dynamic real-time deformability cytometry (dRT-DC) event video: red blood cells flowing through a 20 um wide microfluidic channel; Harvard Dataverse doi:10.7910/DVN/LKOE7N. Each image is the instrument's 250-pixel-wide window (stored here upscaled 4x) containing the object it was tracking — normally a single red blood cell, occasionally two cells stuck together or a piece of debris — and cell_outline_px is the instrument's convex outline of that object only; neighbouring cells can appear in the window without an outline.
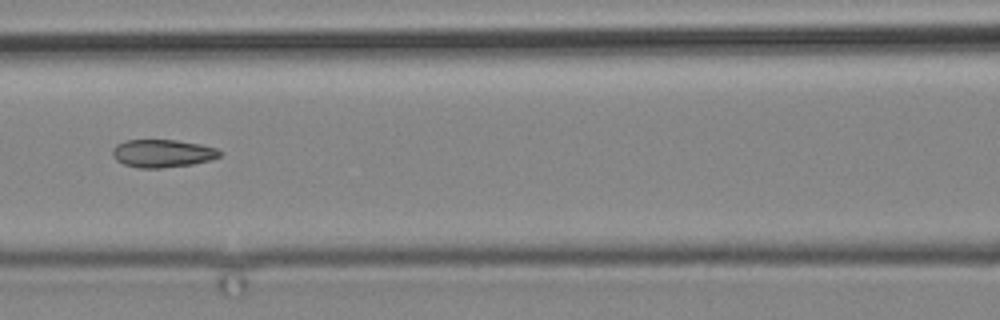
{"species": "common noctule bat (a hibernating species)", "species_latin": "Nyctalus noctula", "temperature_condition": "cold", "stored_images_in_passage": 12, "camera_frame_rate_fps": 3000, "um_per_image_px": 0.085, "animal": {"sex": "male", "body_mass_g": 19.2, "forearm_length_mm": 51.8}, "frame": {"image": 1, "passage_image": 10, "time_ms": 13.333, "image_size_px": [1000, 320], "cell_outline_px": [[224, 152], [220, 156], [212, 160], [192, 164], [160, 168], [140, 168], [124, 164], [116, 160], [112, 156], [112, 148], [116, 144], [124, 140], [176, 140], [200, 144], [216, 148]], "centroid_in_image_um": [13.81, 13.03], "position_along_channel_um": 152.8, "area_um2": 17.57}}
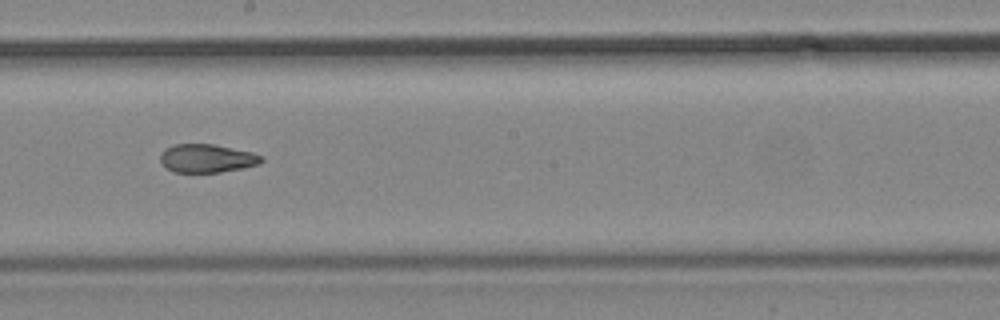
{"frame": {"image": 2, "passage_image": 12, "time_ms": 15.667, "image_size_px": [1000, 320], "cell_outline_px": [[264, 160], [260, 164], [244, 168], [220, 172], [172, 172], [164, 168], [160, 160], [160, 156], [164, 148], [176, 144], [212, 144], [252, 152], [264, 156]], "centroid_in_image_um": [17.59, 13.47], "position_along_channel_um": 230.6, "area_um2": 16.94}}